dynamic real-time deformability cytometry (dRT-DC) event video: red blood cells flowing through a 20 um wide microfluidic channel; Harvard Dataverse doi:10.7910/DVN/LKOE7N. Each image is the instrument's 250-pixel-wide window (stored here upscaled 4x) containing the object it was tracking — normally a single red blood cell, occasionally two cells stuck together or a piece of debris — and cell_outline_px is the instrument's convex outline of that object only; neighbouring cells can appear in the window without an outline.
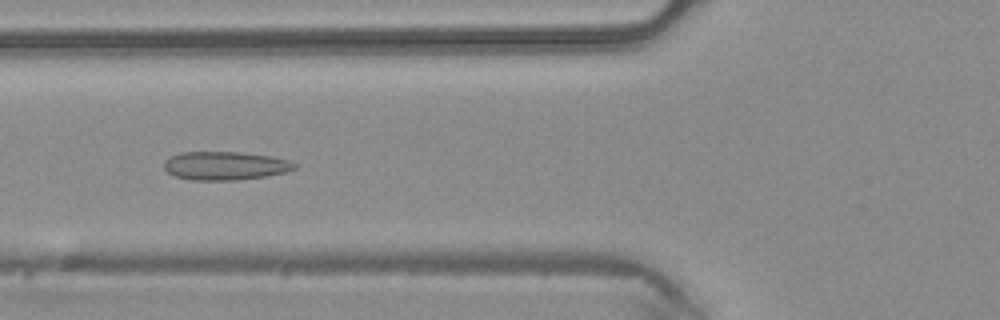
{"species": "common noctule bat (a hibernating species)", "species_latin": "Nyctalus noctula", "temperature_condition": "warm", "stored_images_in_passage": 41, "camera_frame_rate_fps": 3000, "um_per_image_px": 0.085, "animal": {"sex": "male", "body_mass_g": 20.4}, "frame": {"image": 1, "passage_image": 12, "time_ms": 3.667, "image_size_px": [1000, 320], "cell_outline_px": [[296, 168], [284, 172], [264, 176], [236, 180], [192, 180], [176, 176], [168, 172], [164, 168], [164, 160], [180, 152], [236, 152], [272, 156], [288, 160], [296, 164]], "centroid_in_image_um": [19.11, 14.08], "position_along_channel_um": 106.7, "area_um2": 21.44}}
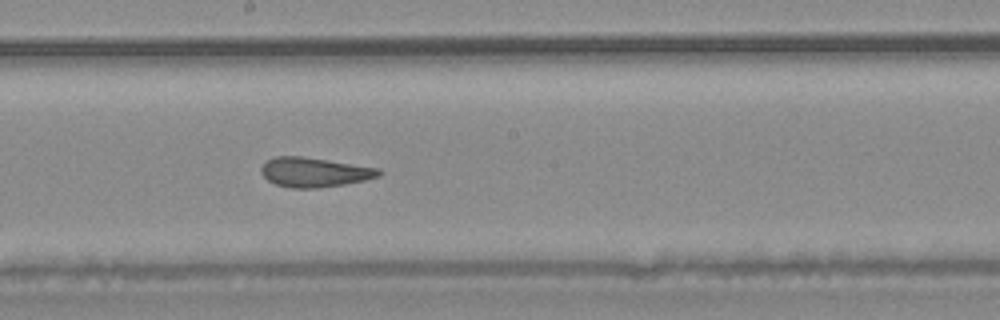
{"frame": {"image": 2, "passage_image": 20, "time_ms": 6.333, "image_size_px": [1000, 320], "cell_outline_px": [[384, 172], [380, 176], [364, 180], [344, 184], [316, 188], [292, 188], [276, 184], [268, 180], [260, 172], [260, 168], [268, 160], [276, 156], [300, 156], [380, 168]], "centroid_in_image_um": [26.74, 14.64], "position_along_channel_um": 221.5, "area_um2": 20.11}}
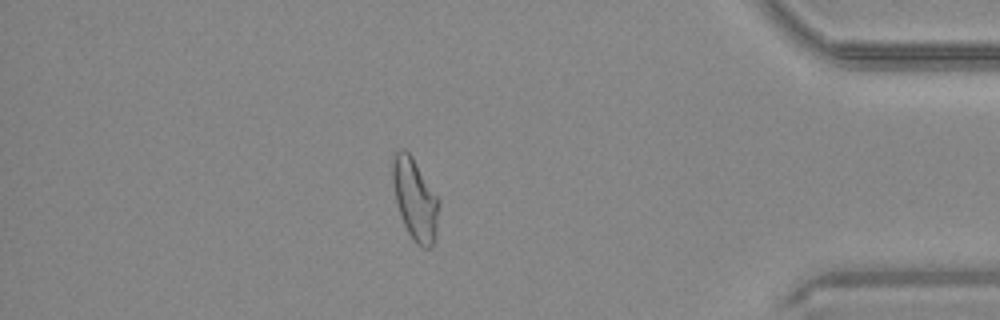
{"frame": {"image": 3, "passage_image": 35, "time_ms": 11.333, "image_size_px": [1000, 320], "cell_outline_px": [[440, 204], [436, 236], [432, 244], [428, 248], [424, 248], [416, 244], [408, 232], [400, 216], [396, 200], [392, 180], [392, 160], [396, 152], [400, 148], [404, 148], [412, 156], [440, 200]], "centroid_in_image_um": [35.29, 16.93], "position_along_channel_um": 399.9, "area_um2": 22.08}}